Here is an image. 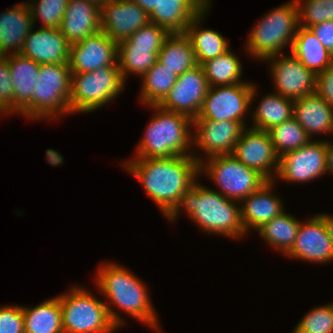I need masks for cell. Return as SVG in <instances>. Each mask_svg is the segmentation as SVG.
Masks as SVG:
<instances>
[{
    "instance_id": "obj_1",
    "label": "cell",
    "mask_w": 333,
    "mask_h": 333,
    "mask_svg": "<svg viewBox=\"0 0 333 333\" xmlns=\"http://www.w3.org/2000/svg\"><path fill=\"white\" fill-rule=\"evenodd\" d=\"M122 165L141 182L165 217L175 209L200 174L199 162L194 156L133 159Z\"/></svg>"
},
{
    "instance_id": "obj_2",
    "label": "cell",
    "mask_w": 333,
    "mask_h": 333,
    "mask_svg": "<svg viewBox=\"0 0 333 333\" xmlns=\"http://www.w3.org/2000/svg\"><path fill=\"white\" fill-rule=\"evenodd\" d=\"M235 202L238 201L228 199L219 191L208 189L195 181L166 218L176 221L180 209H184L190 219L205 232L239 239L246 231L241 220L240 206Z\"/></svg>"
},
{
    "instance_id": "obj_3",
    "label": "cell",
    "mask_w": 333,
    "mask_h": 333,
    "mask_svg": "<svg viewBox=\"0 0 333 333\" xmlns=\"http://www.w3.org/2000/svg\"><path fill=\"white\" fill-rule=\"evenodd\" d=\"M129 269L105 263L96 273L98 288L109 303L122 309L128 316L159 330L158 317L150 303L145 283L139 280Z\"/></svg>"
},
{
    "instance_id": "obj_4",
    "label": "cell",
    "mask_w": 333,
    "mask_h": 333,
    "mask_svg": "<svg viewBox=\"0 0 333 333\" xmlns=\"http://www.w3.org/2000/svg\"><path fill=\"white\" fill-rule=\"evenodd\" d=\"M149 107L155 109V114L147 124L134 159L193 156L189 150L193 145L189 128L193 126V120L185 114L162 109L159 105Z\"/></svg>"
},
{
    "instance_id": "obj_5",
    "label": "cell",
    "mask_w": 333,
    "mask_h": 333,
    "mask_svg": "<svg viewBox=\"0 0 333 333\" xmlns=\"http://www.w3.org/2000/svg\"><path fill=\"white\" fill-rule=\"evenodd\" d=\"M58 297L64 333H113L124 324L110 304L85 288L73 286L69 293Z\"/></svg>"
},
{
    "instance_id": "obj_6",
    "label": "cell",
    "mask_w": 333,
    "mask_h": 333,
    "mask_svg": "<svg viewBox=\"0 0 333 333\" xmlns=\"http://www.w3.org/2000/svg\"><path fill=\"white\" fill-rule=\"evenodd\" d=\"M260 20L246 41V51L251 57L264 61L268 57L283 54L281 52L286 45H290L291 50L299 27L296 0L275 7Z\"/></svg>"
},
{
    "instance_id": "obj_7",
    "label": "cell",
    "mask_w": 333,
    "mask_h": 333,
    "mask_svg": "<svg viewBox=\"0 0 333 333\" xmlns=\"http://www.w3.org/2000/svg\"><path fill=\"white\" fill-rule=\"evenodd\" d=\"M125 83L118 64L91 72L72 73L71 114L100 109L122 92Z\"/></svg>"
},
{
    "instance_id": "obj_8",
    "label": "cell",
    "mask_w": 333,
    "mask_h": 333,
    "mask_svg": "<svg viewBox=\"0 0 333 333\" xmlns=\"http://www.w3.org/2000/svg\"><path fill=\"white\" fill-rule=\"evenodd\" d=\"M193 156L199 162L200 175L205 172L219 186V193L228 199L242 202L268 182L257 170L247 167L232 154L218 155L207 160L194 153Z\"/></svg>"
},
{
    "instance_id": "obj_9",
    "label": "cell",
    "mask_w": 333,
    "mask_h": 333,
    "mask_svg": "<svg viewBox=\"0 0 333 333\" xmlns=\"http://www.w3.org/2000/svg\"><path fill=\"white\" fill-rule=\"evenodd\" d=\"M37 82L32 93V120H54L57 115H70L72 72L69 63L40 64Z\"/></svg>"
},
{
    "instance_id": "obj_10",
    "label": "cell",
    "mask_w": 333,
    "mask_h": 333,
    "mask_svg": "<svg viewBox=\"0 0 333 333\" xmlns=\"http://www.w3.org/2000/svg\"><path fill=\"white\" fill-rule=\"evenodd\" d=\"M256 87L249 83L209 87L199 115L195 119L240 121L245 127V114L255 101Z\"/></svg>"
},
{
    "instance_id": "obj_11",
    "label": "cell",
    "mask_w": 333,
    "mask_h": 333,
    "mask_svg": "<svg viewBox=\"0 0 333 333\" xmlns=\"http://www.w3.org/2000/svg\"><path fill=\"white\" fill-rule=\"evenodd\" d=\"M265 61L271 64L269 69L275 84V93L292 100L316 93L317 75L308 70L292 53L286 56L274 55Z\"/></svg>"
},
{
    "instance_id": "obj_12",
    "label": "cell",
    "mask_w": 333,
    "mask_h": 333,
    "mask_svg": "<svg viewBox=\"0 0 333 333\" xmlns=\"http://www.w3.org/2000/svg\"><path fill=\"white\" fill-rule=\"evenodd\" d=\"M232 155L247 167L257 170L268 181L275 182L279 156L275 152L268 131L245 127Z\"/></svg>"
},
{
    "instance_id": "obj_13",
    "label": "cell",
    "mask_w": 333,
    "mask_h": 333,
    "mask_svg": "<svg viewBox=\"0 0 333 333\" xmlns=\"http://www.w3.org/2000/svg\"><path fill=\"white\" fill-rule=\"evenodd\" d=\"M327 173L326 141L311 140L307 145L279 157L277 178L290 182H309Z\"/></svg>"
},
{
    "instance_id": "obj_14",
    "label": "cell",
    "mask_w": 333,
    "mask_h": 333,
    "mask_svg": "<svg viewBox=\"0 0 333 333\" xmlns=\"http://www.w3.org/2000/svg\"><path fill=\"white\" fill-rule=\"evenodd\" d=\"M209 84L201 65L179 75L175 85L159 104L162 109L179 112L195 119L202 108Z\"/></svg>"
},
{
    "instance_id": "obj_15",
    "label": "cell",
    "mask_w": 333,
    "mask_h": 333,
    "mask_svg": "<svg viewBox=\"0 0 333 333\" xmlns=\"http://www.w3.org/2000/svg\"><path fill=\"white\" fill-rule=\"evenodd\" d=\"M118 44L103 30L70 46L69 67L72 73L91 72L117 63Z\"/></svg>"
},
{
    "instance_id": "obj_16",
    "label": "cell",
    "mask_w": 333,
    "mask_h": 333,
    "mask_svg": "<svg viewBox=\"0 0 333 333\" xmlns=\"http://www.w3.org/2000/svg\"><path fill=\"white\" fill-rule=\"evenodd\" d=\"M149 22V15L133 0H109L100 7L101 30L117 44Z\"/></svg>"
},
{
    "instance_id": "obj_17",
    "label": "cell",
    "mask_w": 333,
    "mask_h": 333,
    "mask_svg": "<svg viewBox=\"0 0 333 333\" xmlns=\"http://www.w3.org/2000/svg\"><path fill=\"white\" fill-rule=\"evenodd\" d=\"M193 145L210 158L232 154L245 126L240 121L193 119Z\"/></svg>"
},
{
    "instance_id": "obj_18",
    "label": "cell",
    "mask_w": 333,
    "mask_h": 333,
    "mask_svg": "<svg viewBox=\"0 0 333 333\" xmlns=\"http://www.w3.org/2000/svg\"><path fill=\"white\" fill-rule=\"evenodd\" d=\"M301 223L295 243L287 257L307 262L325 263L333 260V242L323 219L316 214Z\"/></svg>"
},
{
    "instance_id": "obj_19",
    "label": "cell",
    "mask_w": 333,
    "mask_h": 333,
    "mask_svg": "<svg viewBox=\"0 0 333 333\" xmlns=\"http://www.w3.org/2000/svg\"><path fill=\"white\" fill-rule=\"evenodd\" d=\"M70 46L59 28L40 27L28 34L20 54L39 64L69 63Z\"/></svg>"
},
{
    "instance_id": "obj_20",
    "label": "cell",
    "mask_w": 333,
    "mask_h": 333,
    "mask_svg": "<svg viewBox=\"0 0 333 333\" xmlns=\"http://www.w3.org/2000/svg\"><path fill=\"white\" fill-rule=\"evenodd\" d=\"M4 57L8 60L14 87V114L32 119V93L38 84L40 64L20 53Z\"/></svg>"
},
{
    "instance_id": "obj_21",
    "label": "cell",
    "mask_w": 333,
    "mask_h": 333,
    "mask_svg": "<svg viewBox=\"0 0 333 333\" xmlns=\"http://www.w3.org/2000/svg\"><path fill=\"white\" fill-rule=\"evenodd\" d=\"M59 29L71 45L97 33L100 7L87 0H69Z\"/></svg>"
},
{
    "instance_id": "obj_22",
    "label": "cell",
    "mask_w": 333,
    "mask_h": 333,
    "mask_svg": "<svg viewBox=\"0 0 333 333\" xmlns=\"http://www.w3.org/2000/svg\"><path fill=\"white\" fill-rule=\"evenodd\" d=\"M34 24L27 2L3 12L0 15V56L19 54Z\"/></svg>"
},
{
    "instance_id": "obj_23",
    "label": "cell",
    "mask_w": 333,
    "mask_h": 333,
    "mask_svg": "<svg viewBox=\"0 0 333 333\" xmlns=\"http://www.w3.org/2000/svg\"><path fill=\"white\" fill-rule=\"evenodd\" d=\"M273 184L274 181H268L240 202L241 220L246 233L251 228L259 229L284 212L281 198L272 192Z\"/></svg>"
},
{
    "instance_id": "obj_24",
    "label": "cell",
    "mask_w": 333,
    "mask_h": 333,
    "mask_svg": "<svg viewBox=\"0 0 333 333\" xmlns=\"http://www.w3.org/2000/svg\"><path fill=\"white\" fill-rule=\"evenodd\" d=\"M210 2L211 0H159V5L149 14V20L170 33H185L190 22Z\"/></svg>"
},
{
    "instance_id": "obj_25",
    "label": "cell",
    "mask_w": 333,
    "mask_h": 333,
    "mask_svg": "<svg viewBox=\"0 0 333 333\" xmlns=\"http://www.w3.org/2000/svg\"><path fill=\"white\" fill-rule=\"evenodd\" d=\"M293 117L307 135L333 133V107L316 92L293 102Z\"/></svg>"
},
{
    "instance_id": "obj_26",
    "label": "cell",
    "mask_w": 333,
    "mask_h": 333,
    "mask_svg": "<svg viewBox=\"0 0 333 333\" xmlns=\"http://www.w3.org/2000/svg\"><path fill=\"white\" fill-rule=\"evenodd\" d=\"M291 53L310 71L318 75L333 63V55L321 44L314 33L299 26Z\"/></svg>"
},
{
    "instance_id": "obj_27",
    "label": "cell",
    "mask_w": 333,
    "mask_h": 333,
    "mask_svg": "<svg viewBox=\"0 0 333 333\" xmlns=\"http://www.w3.org/2000/svg\"><path fill=\"white\" fill-rule=\"evenodd\" d=\"M209 4L201 13H199L187 26L185 34L190 38L193 50L198 62L202 65L204 62L220 56L229 50V43L220 33L213 29H202L200 21L204 19Z\"/></svg>"
},
{
    "instance_id": "obj_28",
    "label": "cell",
    "mask_w": 333,
    "mask_h": 333,
    "mask_svg": "<svg viewBox=\"0 0 333 333\" xmlns=\"http://www.w3.org/2000/svg\"><path fill=\"white\" fill-rule=\"evenodd\" d=\"M158 60L177 76L198 65L193 45L185 33H170L158 53Z\"/></svg>"
},
{
    "instance_id": "obj_29",
    "label": "cell",
    "mask_w": 333,
    "mask_h": 333,
    "mask_svg": "<svg viewBox=\"0 0 333 333\" xmlns=\"http://www.w3.org/2000/svg\"><path fill=\"white\" fill-rule=\"evenodd\" d=\"M22 310L25 333H64L58 296L32 308L22 306Z\"/></svg>"
},
{
    "instance_id": "obj_30",
    "label": "cell",
    "mask_w": 333,
    "mask_h": 333,
    "mask_svg": "<svg viewBox=\"0 0 333 333\" xmlns=\"http://www.w3.org/2000/svg\"><path fill=\"white\" fill-rule=\"evenodd\" d=\"M261 100L252 113V128L268 131L293 117L294 100L275 92L263 96Z\"/></svg>"
},
{
    "instance_id": "obj_31",
    "label": "cell",
    "mask_w": 333,
    "mask_h": 333,
    "mask_svg": "<svg viewBox=\"0 0 333 333\" xmlns=\"http://www.w3.org/2000/svg\"><path fill=\"white\" fill-rule=\"evenodd\" d=\"M301 222L294 218L292 214L285 211L263 224L259 229V235L270 246L277 248L286 255L293 247Z\"/></svg>"
},
{
    "instance_id": "obj_32",
    "label": "cell",
    "mask_w": 333,
    "mask_h": 333,
    "mask_svg": "<svg viewBox=\"0 0 333 333\" xmlns=\"http://www.w3.org/2000/svg\"><path fill=\"white\" fill-rule=\"evenodd\" d=\"M142 89L140 100L146 106L159 105L175 85L178 76L157 60L141 77Z\"/></svg>"
},
{
    "instance_id": "obj_33",
    "label": "cell",
    "mask_w": 333,
    "mask_h": 333,
    "mask_svg": "<svg viewBox=\"0 0 333 333\" xmlns=\"http://www.w3.org/2000/svg\"><path fill=\"white\" fill-rule=\"evenodd\" d=\"M232 50L204 62L201 66L210 87L245 83L241 81L242 63Z\"/></svg>"
},
{
    "instance_id": "obj_34",
    "label": "cell",
    "mask_w": 333,
    "mask_h": 333,
    "mask_svg": "<svg viewBox=\"0 0 333 333\" xmlns=\"http://www.w3.org/2000/svg\"><path fill=\"white\" fill-rule=\"evenodd\" d=\"M161 48L118 46L117 63L124 81L129 73L142 77L158 60Z\"/></svg>"
},
{
    "instance_id": "obj_35",
    "label": "cell",
    "mask_w": 333,
    "mask_h": 333,
    "mask_svg": "<svg viewBox=\"0 0 333 333\" xmlns=\"http://www.w3.org/2000/svg\"><path fill=\"white\" fill-rule=\"evenodd\" d=\"M268 132L275 152L279 157L289 151L305 146L313 140L294 117L274 126Z\"/></svg>"
},
{
    "instance_id": "obj_36",
    "label": "cell",
    "mask_w": 333,
    "mask_h": 333,
    "mask_svg": "<svg viewBox=\"0 0 333 333\" xmlns=\"http://www.w3.org/2000/svg\"><path fill=\"white\" fill-rule=\"evenodd\" d=\"M36 2L34 1V4L32 0L30 3L27 2L33 21L40 19L42 28H60L69 0H36Z\"/></svg>"
},
{
    "instance_id": "obj_37",
    "label": "cell",
    "mask_w": 333,
    "mask_h": 333,
    "mask_svg": "<svg viewBox=\"0 0 333 333\" xmlns=\"http://www.w3.org/2000/svg\"><path fill=\"white\" fill-rule=\"evenodd\" d=\"M292 333H333V303L306 313Z\"/></svg>"
},
{
    "instance_id": "obj_38",
    "label": "cell",
    "mask_w": 333,
    "mask_h": 333,
    "mask_svg": "<svg viewBox=\"0 0 333 333\" xmlns=\"http://www.w3.org/2000/svg\"><path fill=\"white\" fill-rule=\"evenodd\" d=\"M299 26L309 28L333 20V0H296ZM303 24V25H302Z\"/></svg>"
},
{
    "instance_id": "obj_39",
    "label": "cell",
    "mask_w": 333,
    "mask_h": 333,
    "mask_svg": "<svg viewBox=\"0 0 333 333\" xmlns=\"http://www.w3.org/2000/svg\"><path fill=\"white\" fill-rule=\"evenodd\" d=\"M169 35L170 32L166 28L149 22L147 25L136 30L126 40L119 43L118 46L161 48Z\"/></svg>"
},
{
    "instance_id": "obj_40",
    "label": "cell",
    "mask_w": 333,
    "mask_h": 333,
    "mask_svg": "<svg viewBox=\"0 0 333 333\" xmlns=\"http://www.w3.org/2000/svg\"><path fill=\"white\" fill-rule=\"evenodd\" d=\"M14 114V87L8 60L0 56V113Z\"/></svg>"
},
{
    "instance_id": "obj_41",
    "label": "cell",
    "mask_w": 333,
    "mask_h": 333,
    "mask_svg": "<svg viewBox=\"0 0 333 333\" xmlns=\"http://www.w3.org/2000/svg\"><path fill=\"white\" fill-rule=\"evenodd\" d=\"M0 333H25L22 306L0 307Z\"/></svg>"
},
{
    "instance_id": "obj_42",
    "label": "cell",
    "mask_w": 333,
    "mask_h": 333,
    "mask_svg": "<svg viewBox=\"0 0 333 333\" xmlns=\"http://www.w3.org/2000/svg\"><path fill=\"white\" fill-rule=\"evenodd\" d=\"M316 92L333 107V63L317 75Z\"/></svg>"
},
{
    "instance_id": "obj_43",
    "label": "cell",
    "mask_w": 333,
    "mask_h": 333,
    "mask_svg": "<svg viewBox=\"0 0 333 333\" xmlns=\"http://www.w3.org/2000/svg\"><path fill=\"white\" fill-rule=\"evenodd\" d=\"M321 44L333 55V20L309 27Z\"/></svg>"
},
{
    "instance_id": "obj_44",
    "label": "cell",
    "mask_w": 333,
    "mask_h": 333,
    "mask_svg": "<svg viewBox=\"0 0 333 333\" xmlns=\"http://www.w3.org/2000/svg\"><path fill=\"white\" fill-rule=\"evenodd\" d=\"M137 3L148 15L159 5V0H133Z\"/></svg>"
},
{
    "instance_id": "obj_45",
    "label": "cell",
    "mask_w": 333,
    "mask_h": 333,
    "mask_svg": "<svg viewBox=\"0 0 333 333\" xmlns=\"http://www.w3.org/2000/svg\"><path fill=\"white\" fill-rule=\"evenodd\" d=\"M326 168L327 172H333V141L326 140Z\"/></svg>"
},
{
    "instance_id": "obj_46",
    "label": "cell",
    "mask_w": 333,
    "mask_h": 333,
    "mask_svg": "<svg viewBox=\"0 0 333 333\" xmlns=\"http://www.w3.org/2000/svg\"><path fill=\"white\" fill-rule=\"evenodd\" d=\"M324 221L328 235L333 242V216L328 214H318Z\"/></svg>"
},
{
    "instance_id": "obj_47",
    "label": "cell",
    "mask_w": 333,
    "mask_h": 333,
    "mask_svg": "<svg viewBox=\"0 0 333 333\" xmlns=\"http://www.w3.org/2000/svg\"><path fill=\"white\" fill-rule=\"evenodd\" d=\"M87 1L95 3L96 5H98L99 7H101L102 5H104L109 0H87Z\"/></svg>"
}]
</instances>
